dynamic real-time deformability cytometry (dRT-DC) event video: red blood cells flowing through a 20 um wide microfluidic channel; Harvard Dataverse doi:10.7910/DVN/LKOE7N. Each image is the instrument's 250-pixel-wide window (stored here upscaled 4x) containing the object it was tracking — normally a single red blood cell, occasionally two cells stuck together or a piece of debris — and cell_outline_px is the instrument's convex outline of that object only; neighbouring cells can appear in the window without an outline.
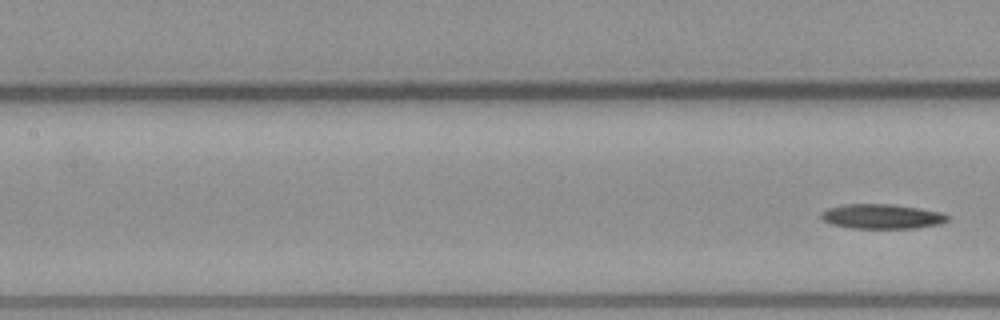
{"species": "common noctule bat (a hibernating species)", "species_latin": "Nyctalus noctula", "temperature_condition": "warm", "stored_images_in_passage": 7, "segment_of_instrument_passage": [2, 2], "camera_frame_rate_fps": 3000, "um_per_image_px": 0.085, "animal": {"sex": "male", "body_mass_g": 23.1, "forearm_length_mm": 52.7}, "frame": {"image": 1, "passage_image": 7, "time_ms": 8.0, "image_size_px": [1000, 320], "cell_outline_px": [[948, 220], [940, 224], [916, 228], [852, 228], [832, 224], [824, 220], [820, 216], [820, 212], [828, 208], [844, 204], [892, 204], [920, 208], [940, 212], [948, 216]], "centroid_in_image_um": [74.95, 18.39], "position_along_channel_um": 132.5, "area_um2": 18.15}}